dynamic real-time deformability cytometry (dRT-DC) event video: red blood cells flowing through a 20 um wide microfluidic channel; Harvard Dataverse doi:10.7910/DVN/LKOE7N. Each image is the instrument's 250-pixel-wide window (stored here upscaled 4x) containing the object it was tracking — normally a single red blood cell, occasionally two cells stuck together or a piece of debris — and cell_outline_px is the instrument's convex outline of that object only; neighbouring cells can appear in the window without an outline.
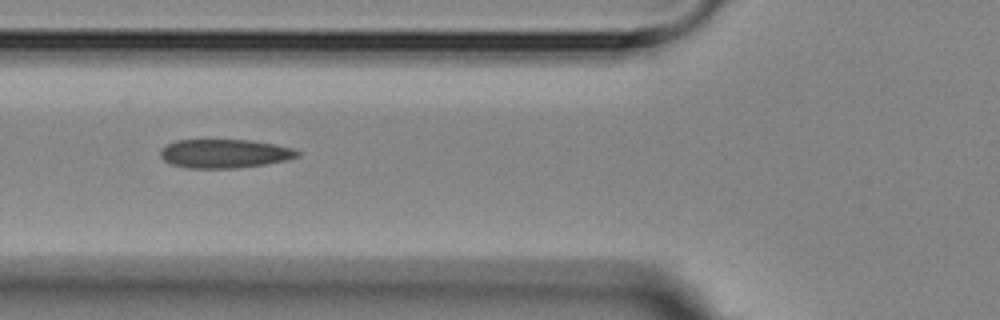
{"species": "Egyptian fruit bat (a non-hibernating species)", "species_latin": "Rousettus aegyptiacus", "temperature_condition": "room temperature", "stored_images_in_passage": 7, "camera_frame_rate_fps": 3000, "um_per_image_px": 0.085, "animal": {"sex": "female"}, "frame": {"image": 1, "passage_image": 5, "time_ms": 6.333, "image_size_px": [1000, 320], "cell_outline_px": [[300, 156], [288, 160], [264, 164], [236, 168], [188, 168], [172, 164], [164, 160], [160, 156], [160, 152], [168, 144], [176, 140], [248, 140], [276, 144], [292, 148], [300, 152]], "centroid_in_image_um": [19.12, 13.05], "position_along_channel_um": 106.7, "area_um2": 22.89}}
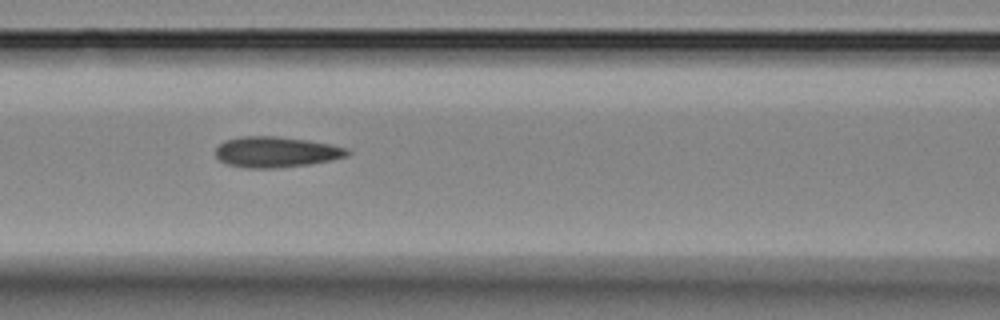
{"frame": {"image": 2, "passage_image": 6, "time_ms": 7.333, "image_size_px": [1000, 320], "cell_outline_px": [[352, 152], [348, 156], [332, 160], [308, 164], [276, 168], [248, 168], [228, 164], [220, 160], [216, 156], [216, 148], [224, 140], [240, 136], [276, 136], [308, 140], [348, 148]], "centroid_in_image_um": [23.48, 12.91], "position_along_channel_um": 143.1, "area_um2": 23.58}}
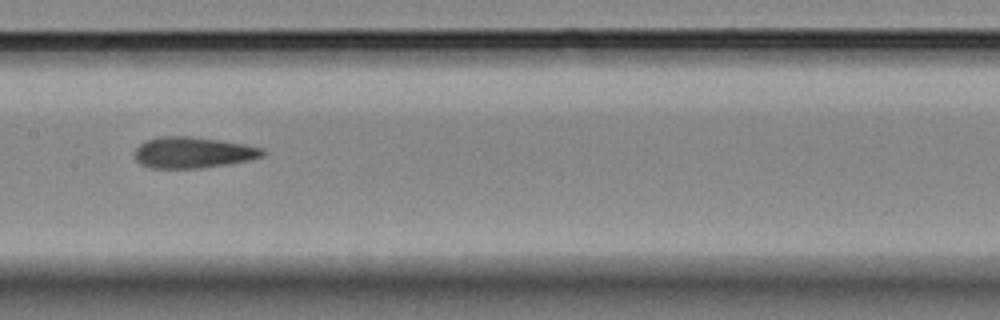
{"frame": {"image": 3, "passage_image": 7, "time_ms": 8.667, "image_size_px": [1000, 320], "cell_outline_px": [[268, 152], [264, 156], [252, 160], [228, 164], [196, 168], [152, 168], [140, 164], [136, 160], [136, 148], [144, 140], [160, 136], [188, 136], [220, 140], [244, 144], [264, 148]], "centroid_in_image_um": [16.45, 12.96], "position_along_channel_um": 191.0, "area_um2": 23.35}}